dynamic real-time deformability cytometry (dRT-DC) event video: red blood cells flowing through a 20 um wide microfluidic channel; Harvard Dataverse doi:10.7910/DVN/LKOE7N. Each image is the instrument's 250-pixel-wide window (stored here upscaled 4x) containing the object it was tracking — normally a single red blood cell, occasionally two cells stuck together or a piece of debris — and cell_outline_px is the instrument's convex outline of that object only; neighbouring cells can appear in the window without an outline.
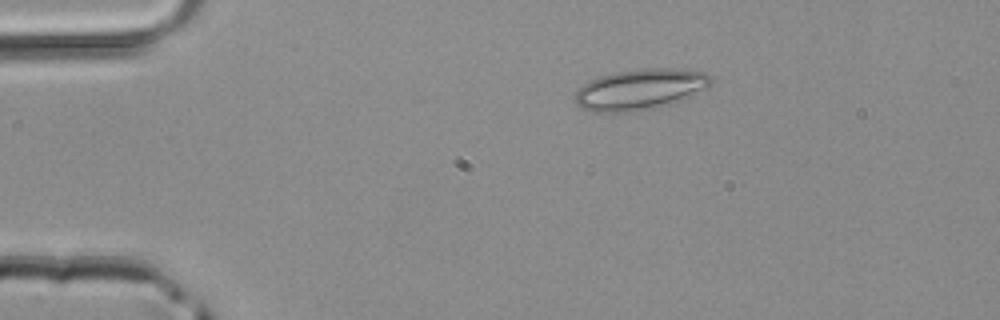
{"species": "common noctule bat (a hibernating species)", "species_latin": "Nyctalus noctula", "temperature_condition": "room temperature", "stored_images_in_passage": 2, "camera_frame_rate_fps": 3000, "um_per_image_px": 0.085, "animal": {"sex": "male", "body_mass_g": 20.4}, "frame": {"image": 1, "passage_image": 1, "time_ms": 0.0, "image_size_px": [1000, 320], "cell_outline_px": [[712, 84], [708, 88], [680, 100], [656, 108], [632, 112], [592, 112], [580, 108], [576, 104], [576, 92], [584, 84], [600, 76], [616, 72], [640, 68], [668, 68], [704, 72], [712, 76]], "centroid_in_image_um": [54.42, 7.6], "position_along_channel_um": 30.6, "area_um2": 32.31}}